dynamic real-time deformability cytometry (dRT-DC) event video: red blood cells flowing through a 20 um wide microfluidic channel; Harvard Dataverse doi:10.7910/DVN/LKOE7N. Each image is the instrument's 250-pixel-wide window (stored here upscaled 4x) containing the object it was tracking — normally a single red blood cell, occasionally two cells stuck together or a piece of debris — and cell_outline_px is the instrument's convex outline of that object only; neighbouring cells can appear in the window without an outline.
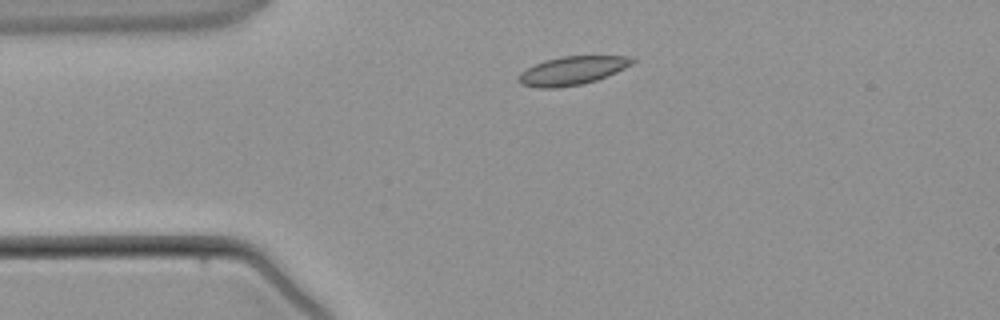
{"species": "common noctule bat (a hibernating species)", "species_latin": "Nyctalus noctula", "temperature_condition": "warm", "stored_images_in_passage": 3, "camera_frame_rate_fps": 3000, "um_per_image_px": 0.085, "animal": {"sex": "male", "body_mass_g": 21.5, "forearm_length_mm": 52.0}, "frame": {"image": 1, "passage_image": 2, "time_ms": 1.0, "image_size_px": [1000, 320], "cell_outline_px": [[636, 60], [632, 64], [616, 72], [596, 80], [580, 84], [556, 88], [536, 88], [520, 84], [516, 80], [516, 76], [520, 72], [544, 60], [560, 56], [632, 56]], "centroid_in_image_um": [48.59, 6.0], "position_along_channel_um": 36.4, "area_um2": 18.96}}
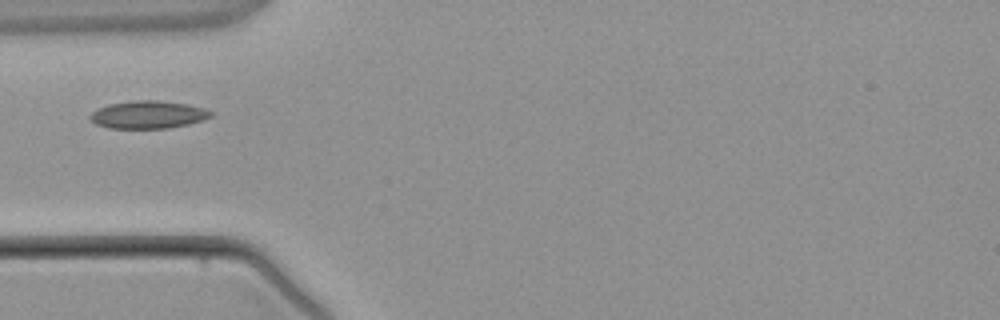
{"frame": {"image": 2, "passage_image": 3, "time_ms": 2.333, "image_size_px": [1000, 320], "cell_outline_px": [[216, 112], [212, 116], [204, 120], [188, 124], [168, 128], [108, 128], [96, 124], [88, 116], [92, 112], [108, 104], [132, 100], [156, 100], [188, 104], [204, 108]], "centroid_in_image_um": [12.63, 9.74], "position_along_channel_um": 72.4, "area_um2": 19.59}}